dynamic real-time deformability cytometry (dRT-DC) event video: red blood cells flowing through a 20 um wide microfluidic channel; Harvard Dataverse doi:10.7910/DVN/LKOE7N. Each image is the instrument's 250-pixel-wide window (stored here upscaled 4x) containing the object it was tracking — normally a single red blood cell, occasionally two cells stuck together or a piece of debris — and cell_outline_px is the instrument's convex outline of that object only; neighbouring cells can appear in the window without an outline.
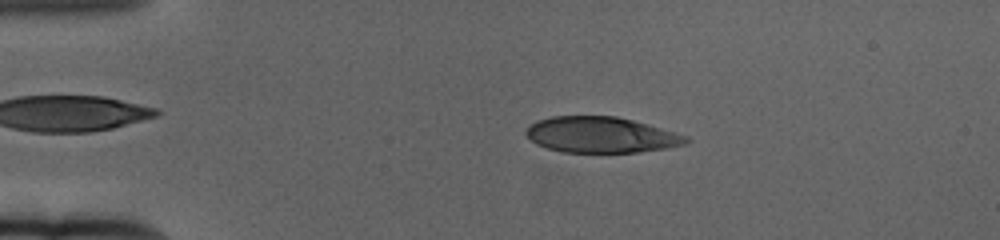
{"species": "human", "species_latin": "Homo sapiens", "temperature_condition": "cold", "stored_images_in_passage": 59, "camera_frame_rate_fps": 3000, "um_per_image_px": 0.085, "donor": {"sex": "female"}, "frame": {"image": 1, "passage_image": 11, "time_ms": 3.333, "image_size_px": [1000, 240], "cell_outline_px": [[692, 140], [688, 144], [668, 148], [640, 152], [564, 152], [548, 148], [536, 144], [524, 132], [528, 124], [536, 120], [552, 116], [616, 116], [632, 120], [688, 136]], "centroid_in_image_um": [51.09, 11.46], "position_along_channel_um": 33.9, "area_um2": 33.52}}
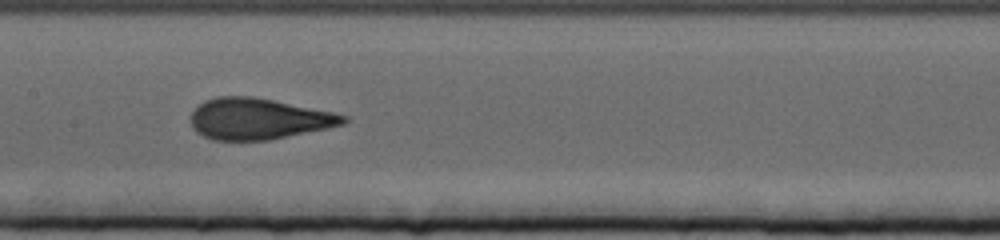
{"frame": {"image": 2, "passage_image": 29, "time_ms": 9.333, "image_size_px": [1000, 240], "cell_outline_px": [[348, 120], [344, 124], [268, 140], [212, 140], [196, 132], [192, 128], [192, 112], [204, 100], [220, 96], [252, 96], [332, 112], [348, 116]], "centroid_in_image_um": [21.93, 10.1], "position_along_channel_um": 185.5, "area_um2": 36.13}}
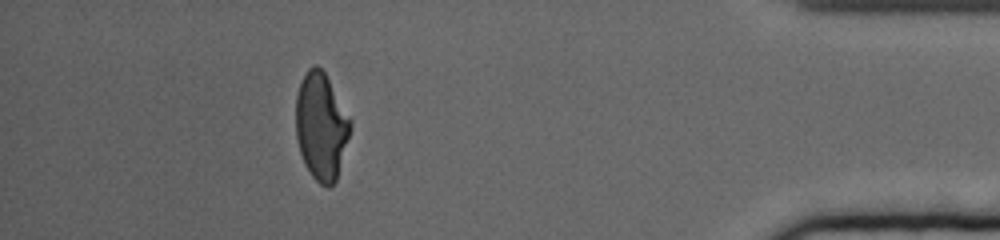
{"frame": {"image": 3, "passage_image": 53, "time_ms": 17.333, "image_size_px": [1000, 240], "cell_outline_px": [[352, 128], [336, 180], [328, 188], [320, 184], [312, 176], [304, 164], [296, 140], [296, 96], [300, 84], [308, 68], [312, 64], [316, 64], [324, 72], [352, 120]], "centroid_in_image_um": [27.3, 10.75], "position_along_channel_um": 407.9, "area_um2": 34.1}, "authors_computed_cell_mechanics": {"area_um2": 35.6626, "velocity_mm_per_s": 3.3554, "shape_relaxation_time_tau1_ms": 5.8495, "shape_relaxation_time_tau2_ms": null, "deformation_change_tau1": 0.2084, "deformation_change_tau2": null}}